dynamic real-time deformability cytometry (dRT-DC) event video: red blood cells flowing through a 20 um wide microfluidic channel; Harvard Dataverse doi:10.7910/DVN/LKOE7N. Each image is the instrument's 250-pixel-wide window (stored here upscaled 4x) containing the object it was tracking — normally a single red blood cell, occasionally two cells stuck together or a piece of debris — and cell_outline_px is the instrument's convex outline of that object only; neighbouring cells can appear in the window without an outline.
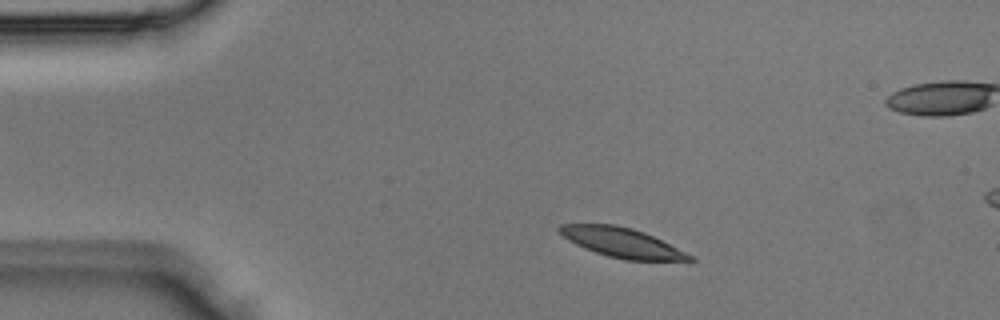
{"species": "Egyptian fruit bat (a non-hibernating species)", "species_latin": "Rousettus aegyptiacus", "temperature_condition": "room temperature", "stored_images_in_passage": 2, "camera_frame_rate_fps": 3000, "um_per_image_px": 0.085, "animal": {"sex": "male"}, "frame": {"image": 1, "passage_image": 1, "time_ms": 0.0, "image_size_px": [1000, 320], "cell_outline_px": [[696, 260], [624, 260], [608, 256], [584, 248], [568, 240], [556, 228], [560, 224], [616, 224], [632, 228], [644, 232], [692, 256]], "centroid_in_image_um": [52.79, 20.6], "position_along_channel_um": 32.2, "area_um2": 21.96}}